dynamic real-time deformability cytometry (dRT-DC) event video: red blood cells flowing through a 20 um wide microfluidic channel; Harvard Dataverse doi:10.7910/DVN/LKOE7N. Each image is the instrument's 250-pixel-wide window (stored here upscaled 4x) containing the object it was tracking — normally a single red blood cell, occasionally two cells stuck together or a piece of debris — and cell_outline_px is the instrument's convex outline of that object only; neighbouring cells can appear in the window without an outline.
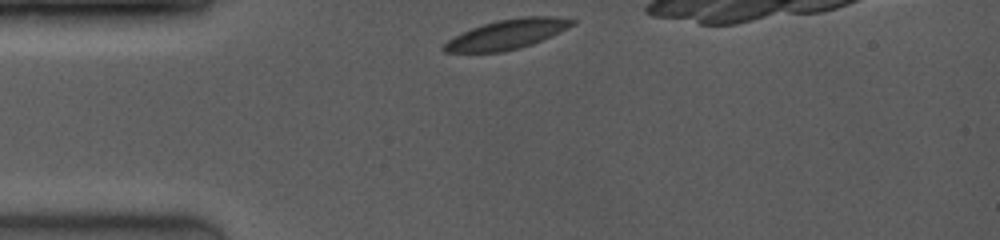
{"species": "common noctule bat (a hibernating species)", "species_latin": "Nyctalus noctula", "temperature_condition": "room temperature", "stored_images_in_passage": 31, "camera_frame_rate_fps": 4000, "um_per_image_px": 0.085, "animal": {"sex": "female", "body_mass_g": 19.0, "forearm_length_mm": 53.3}, "frame": {"image": 1, "passage_image": 1, "time_ms": 0.0, "image_size_px": [1000, 240], "cell_outline_px": [[576, 24], [560, 32], [532, 44], [520, 48], [504, 52], [444, 52], [440, 48], [448, 40], [472, 28], [484, 24], [500, 20], [524, 16], [556, 16], [576, 20]], "centroid_in_image_um": [43.14, 2.92], "position_along_channel_um": 41.9, "area_um2": 22.02}}
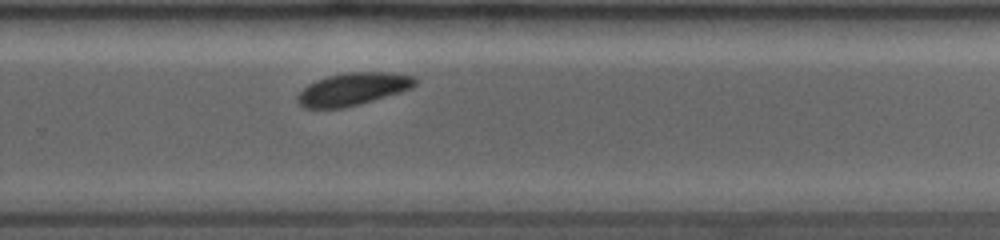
{"frame": {"image": 2, "passage_image": 21, "time_ms": 7.0, "image_size_px": [1000, 240], "cell_outline_px": [[416, 84], [412, 88], [400, 92], [360, 104], [344, 108], [304, 108], [296, 100], [296, 96], [308, 84], [316, 80], [328, 76], [352, 72], [388, 72], [416, 76]], "centroid_in_image_um": [30.0, 7.57], "position_along_channel_um": 299.8, "area_um2": 22.25}}
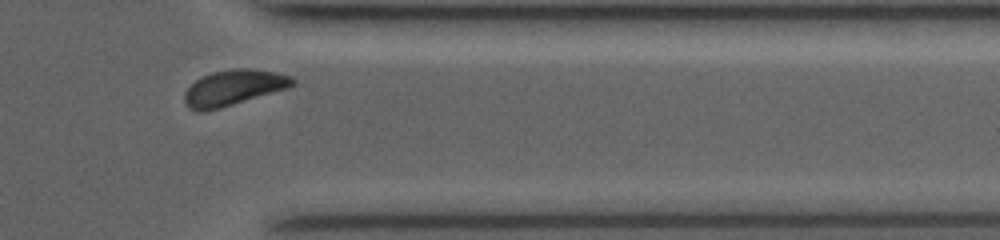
{"frame": {"image": 3, "passage_image": 26, "time_ms": 9.25, "image_size_px": [1000, 240], "cell_outline_px": [[296, 84], [288, 88], [220, 108], [204, 112], [200, 112], [188, 108], [184, 104], [184, 92], [196, 80], [212, 72], [236, 68], [248, 68], [272, 72], [292, 76], [296, 80]], "centroid_in_image_um": [19.84, 7.47], "position_along_channel_um": 391.6, "area_um2": 22.31}}